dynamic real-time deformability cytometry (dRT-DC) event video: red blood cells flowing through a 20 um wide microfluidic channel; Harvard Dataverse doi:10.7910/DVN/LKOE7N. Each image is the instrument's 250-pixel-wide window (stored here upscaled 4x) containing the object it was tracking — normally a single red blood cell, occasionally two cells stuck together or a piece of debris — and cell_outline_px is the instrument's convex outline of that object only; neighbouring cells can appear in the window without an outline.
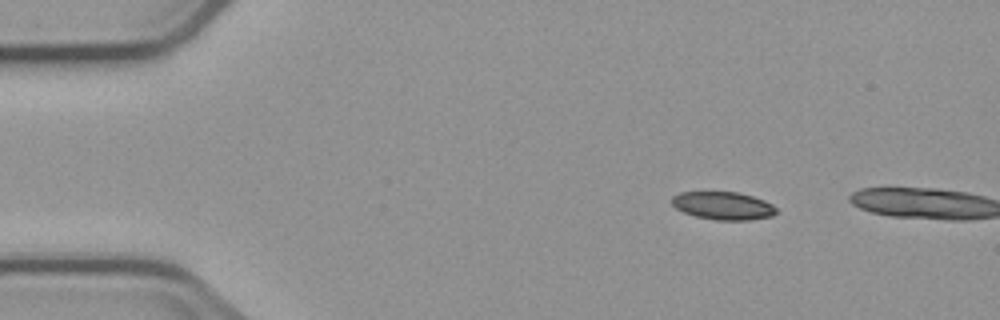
{"species": "common noctule bat (a hibernating species)", "species_latin": "Nyctalus noctula", "temperature_condition": "cold", "stored_images_in_passage": 4, "camera_frame_rate_fps": 3000, "um_per_image_px": 0.085, "animal": {"sex": "male", "body_mass_g": 23.1, "forearm_length_mm": 52.7}, "frame": {"image": 1, "passage_image": 2, "time_ms": 1.333, "image_size_px": [1000, 320], "cell_outline_px": [[776, 212], [772, 216], [752, 220], [716, 220], [696, 216], [684, 212], [676, 208], [672, 204], [672, 196], [680, 192], [736, 192], [752, 196], [764, 200], [772, 204], [776, 208]], "centroid_in_image_um": [61.47, 17.49], "position_along_channel_um": 23.5, "area_um2": 16.94}}